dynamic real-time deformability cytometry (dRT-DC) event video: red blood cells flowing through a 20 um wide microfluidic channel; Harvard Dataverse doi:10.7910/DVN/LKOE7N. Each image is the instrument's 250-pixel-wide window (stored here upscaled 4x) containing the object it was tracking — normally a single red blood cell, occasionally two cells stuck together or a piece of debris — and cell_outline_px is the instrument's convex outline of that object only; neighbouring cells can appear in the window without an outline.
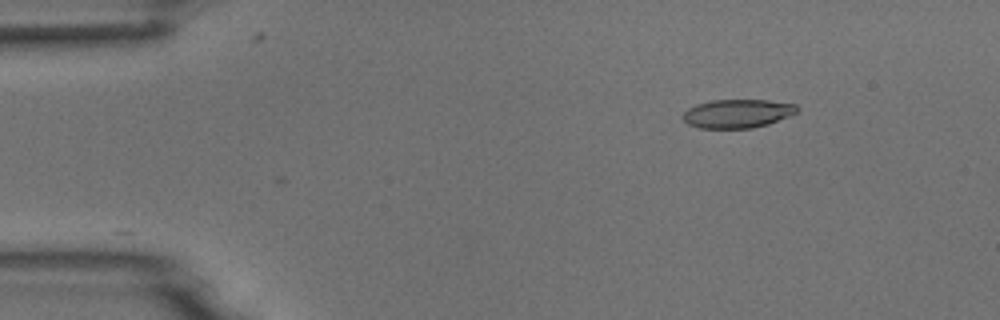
{"species": "common noctule bat (a hibernating species)", "species_latin": "Nyctalus noctula", "temperature_condition": "room temperature", "stored_images_in_passage": 2, "camera_frame_rate_fps": 3000, "um_per_image_px": 0.085, "animal": {"sex": "male", "body_mass_g": 18.8}, "frame": {"image": 1, "passage_image": 2, "time_ms": 1.333, "image_size_px": [1000, 320], "cell_outline_px": [[800, 108], [796, 112], [788, 116], [768, 124], [752, 128], [700, 128], [688, 124], [680, 116], [688, 108], [696, 104], [712, 100], [768, 100], [796, 104]], "centroid_in_image_um": [62.66, 9.65], "position_along_channel_um": 22.3, "area_um2": 19.07}}